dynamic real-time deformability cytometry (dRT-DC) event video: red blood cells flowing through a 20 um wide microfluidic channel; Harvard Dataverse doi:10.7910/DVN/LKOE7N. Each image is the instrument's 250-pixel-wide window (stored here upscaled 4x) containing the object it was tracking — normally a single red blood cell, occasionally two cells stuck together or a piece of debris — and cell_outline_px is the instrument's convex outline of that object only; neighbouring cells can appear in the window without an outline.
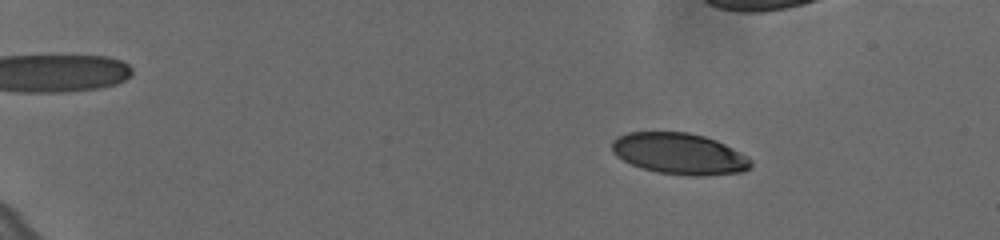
{"species": "human", "species_latin": "Homo sapiens", "temperature_condition": "cold", "stored_images_in_passage": 12, "camera_frame_rate_fps": 3000, "um_per_image_px": 0.085, "donor": {"sex": "female"}, "frame": {"image": 1, "passage_image": 3, "time_ms": 0.667, "image_size_px": [1000, 240], "cell_outline_px": [[752, 164], [744, 172], [700, 176], [696, 176], [660, 172], [644, 168], [632, 164], [616, 156], [612, 152], [612, 140], [616, 136], [628, 132], [688, 132], [704, 136], [716, 140], [748, 156], [752, 160]], "centroid_in_image_um": [57.75, 13.05], "position_along_channel_um": 27.2, "area_um2": 33.29}}
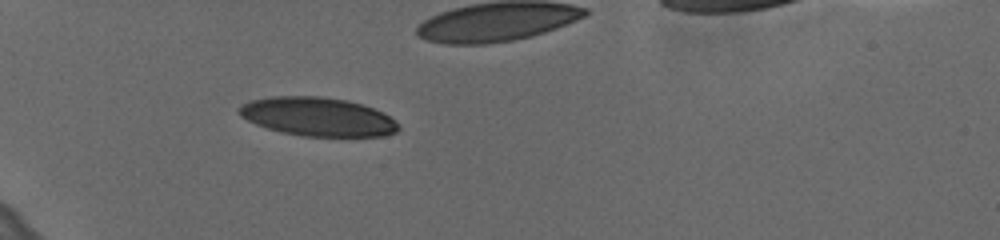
{"frame": {"image": 2, "passage_image": 7, "time_ms": 2.0, "image_size_px": [1000, 240], "cell_outline_px": [[400, 128], [396, 132], [384, 136], [304, 136], [280, 132], [256, 124], [240, 116], [240, 108], [248, 100], [268, 96], [320, 96], [348, 100], [364, 104], [384, 112], [396, 120]], "centroid_in_image_um": [27.05, 9.91], "position_along_channel_um": 58.0, "area_um2": 36.18}}